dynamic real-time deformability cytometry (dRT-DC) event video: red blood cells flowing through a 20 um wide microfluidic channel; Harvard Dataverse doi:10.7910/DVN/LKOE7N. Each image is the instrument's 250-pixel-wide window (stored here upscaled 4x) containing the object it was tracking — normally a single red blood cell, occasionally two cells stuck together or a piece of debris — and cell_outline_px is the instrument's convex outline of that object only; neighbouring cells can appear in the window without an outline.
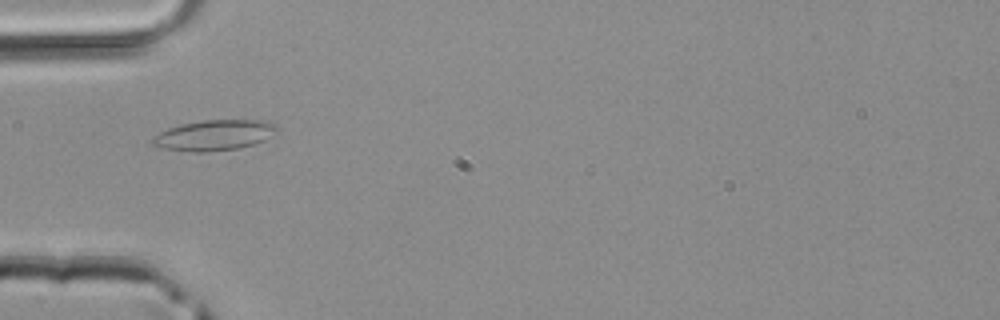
{"species": "common noctule bat (a hibernating species)", "species_latin": "Nyctalus noctula", "temperature_condition": "room temperature", "stored_images_in_passage": 5, "camera_frame_rate_fps": 3000, "um_per_image_px": 0.085, "animal": {"sex": "male", "body_mass_g": 20.4}, "frame": {"image": 1, "passage_image": 3, "time_ms": 0.667, "image_size_px": [1000, 320], "cell_outline_px": [[280, 132], [264, 140], [240, 148], [208, 152], [192, 152], [164, 148], [152, 144], [152, 140], [160, 132], [168, 128], [180, 124], [200, 120], [264, 120], [276, 124], [280, 128]], "centroid_in_image_um": [18.28, 11.48], "position_along_channel_um": 66.7, "area_um2": 22.31}}
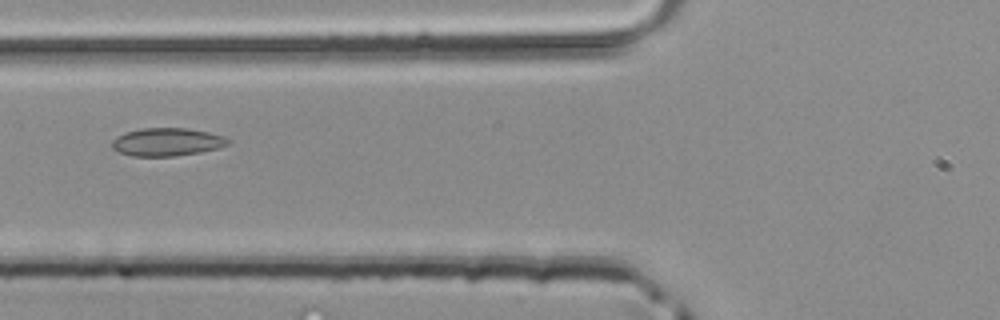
{"frame": {"image": 2, "passage_image": 4, "time_ms": 1.0, "image_size_px": [1000, 320], "cell_outline_px": [[232, 140], [228, 144], [220, 148], [200, 152], [176, 156], [132, 156], [120, 152], [112, 148], [112, 140], [116, 136], [124, 132], [140, 128], [184, 128], [208, 132], [224, 136]], "centroid_in_image_um": [14.2, 12.06], "position_along_channel_um": 111.6, "area_um2": 19.07}}
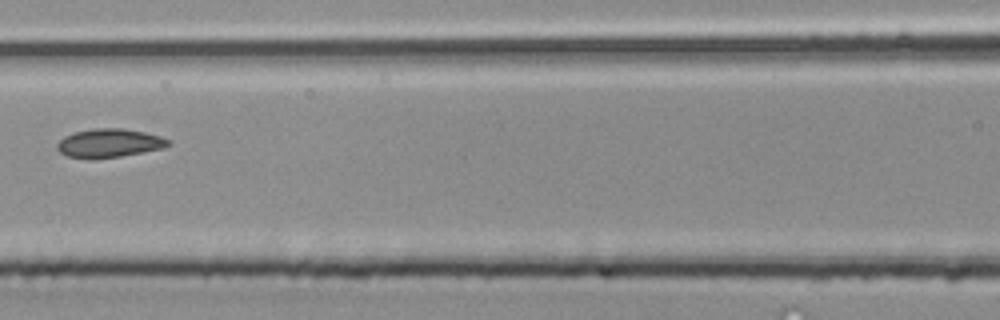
{"frame": {"image": 3, "passage_image": 5, "time_ms": 1.333, "image_size_px": [1000, 320], "cell_outline_px": [[172, 144], [164, 148], [120, 156], [88, 160], [68, 156], [60, 152], [56, 148], [56, 144], [64, 136], [72, 132], [92, 128], [124, 128], [144, 132], [160, 136], [172, 140]], "centroid_in_image_um": [9.28, 12.16], "position_along_channel_um": 157.3, "area_um2": 18.9}}